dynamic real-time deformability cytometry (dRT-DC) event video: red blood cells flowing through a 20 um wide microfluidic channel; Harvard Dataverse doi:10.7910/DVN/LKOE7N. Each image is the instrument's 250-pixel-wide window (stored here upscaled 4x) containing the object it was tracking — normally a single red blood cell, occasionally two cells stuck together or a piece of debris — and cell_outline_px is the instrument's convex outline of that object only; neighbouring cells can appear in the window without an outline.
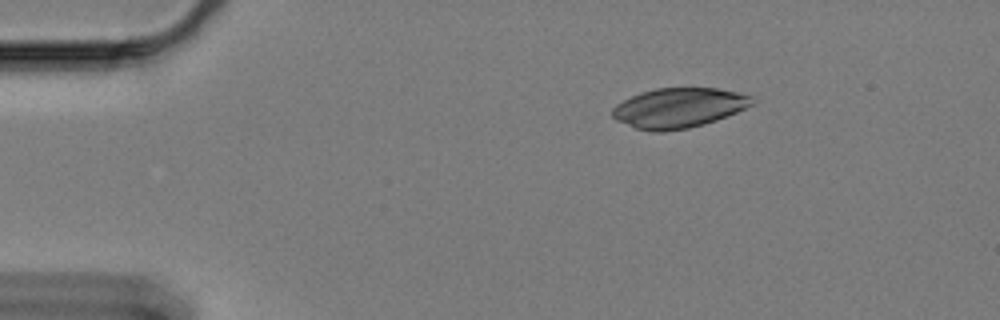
{"species": "Egyptian fruit bat (a non-hibernating species)", "species_latin": "Rousettus aegyptiacus", "temperature_condition": "cold", "stored_images_in_passage": 51, "camera_frame_rate_fps": 3000, "um_per_image_px": 0.085, "animal": {"sex": "female"}, "frame": {"image": 1, "passage_image": 1, "time_ms": 0.0, "image_size_px": [1000, 320], "cell_outline_px": [[756, 100], [752, 104], [736, 112], [716, 120], [704, 124], [688, 128], [664, 132], [656, 132], [636, 128], [616, 120], [612, 116], [612, 108], [616, 104], [640, 92], [656, 88], [716, 88], [736, 92], [752, 96]], "centroid_in_image_um": [57.67, 9.17], "position_along_channel_um": 27.3, "area_um2": 32.31}}
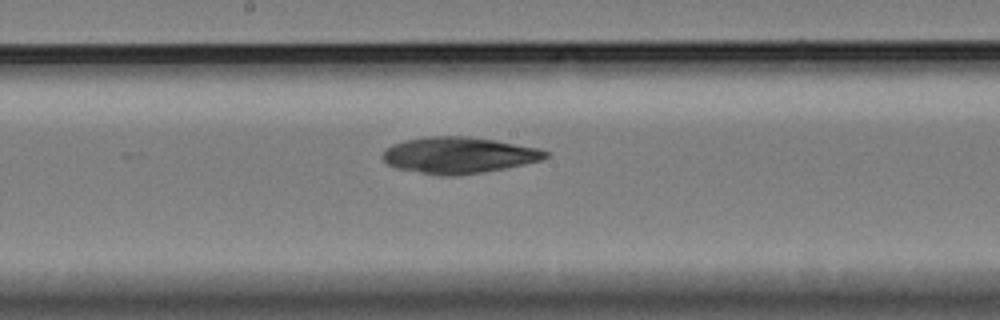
{"frame": {"image": 2, "passage_image": 23, "time_ms": 7.333, "image_size_px": [1000, 320], "cell_outline_px": [[548, 156], [540, 160], [524, 164], [504, 168], [456, 176], [440, 176], [396, 168], [388, 164], [380, 156], [384, 148], [392, 144], [404, 140], [424, 136], [468, 136], [496, 140], [540, 148], [548, 152]], "centroid_in_image_um": [38.94, 13.18], "position_along_channel_um": 209.3, "area_um2": 34.68}}
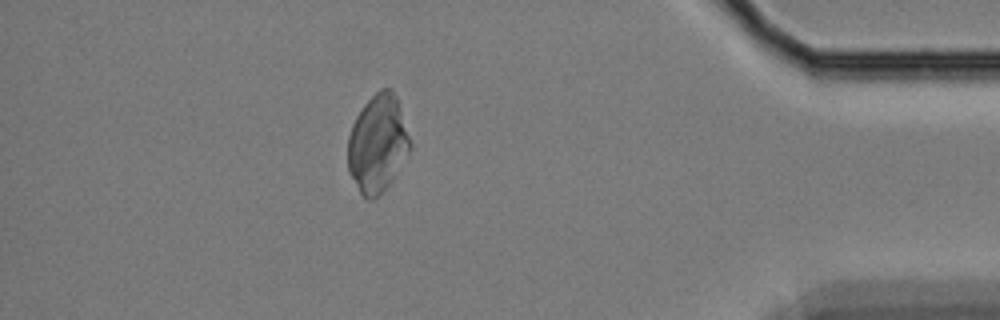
{"frame": {"image": 3, "passage_image": 44, "time_ms": 14.333, "image_size_px": [1000, 320], "cell_outline_px": [[412, 148], [408, 156], [388, 184], [372, 200], [368, 200], [360, 192], [348, 172], [348, 136], [352, 124], [356, 116], [364, 104], [380, 88], [392, 88], [396, 96], [412, 144]], "centroid_in_image_um": [32.1, 12.19], "position_along_channel_um": 403.1, "area_um2": 35.2}}